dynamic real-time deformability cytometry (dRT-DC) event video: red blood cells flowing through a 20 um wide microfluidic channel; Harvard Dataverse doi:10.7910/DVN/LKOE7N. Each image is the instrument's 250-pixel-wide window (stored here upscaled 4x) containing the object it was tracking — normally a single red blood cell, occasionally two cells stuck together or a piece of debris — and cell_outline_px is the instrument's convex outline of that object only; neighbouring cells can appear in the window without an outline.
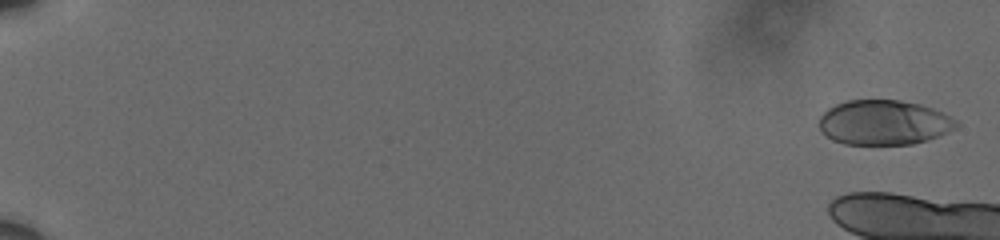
{"species": "human", "species_latin": "Homo sapiens", "temperature_condition": "cold", "stored_images_in_passage": 13, "camera_frame_rate_fps": 3000, "um_per_image_px": 0.085, "donor": {"sex": "male"}, "frame": {"image": 1, "passage_image": 4, "time_ms": 1.0, "image_size_px": [1000, 240], "cell_outline_px": [[932, 136], [908, 144], [848, 144], [836, 140], [828, 136], [820, 128], [820, 120], [832, 108], [840, 104], [852, 100], [892, 100], [912, 104], [924, 108]], "centroid_in_image_um": [74.48, 10.43], "position_along_channel_um": 10.5, "area_um2": 29.88}}